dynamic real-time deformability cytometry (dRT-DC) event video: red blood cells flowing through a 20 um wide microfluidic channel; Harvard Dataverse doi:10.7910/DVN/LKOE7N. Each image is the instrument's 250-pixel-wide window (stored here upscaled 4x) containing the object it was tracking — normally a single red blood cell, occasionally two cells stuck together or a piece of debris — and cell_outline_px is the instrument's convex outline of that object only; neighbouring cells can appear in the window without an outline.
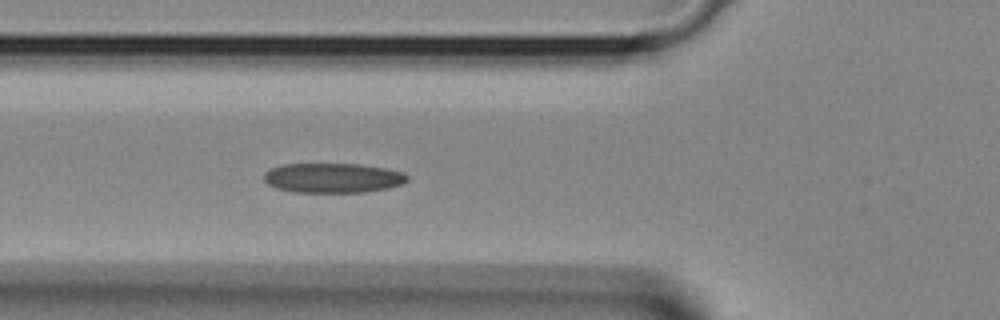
{"species": "Egyptian fruit bat (a non-hibernating species)", "species_latin": "Rousettus aegyptiacus", "temperature_condition": "room temperature", "stored_images_in_passage": 15, "camera_frame_rate_fps": 3000, "um_per_image_px": 0.085, "animal": {"sex": "female"}, "frame": {"image": 1, "passage_image": 3, "time_ms": 0.667, "image_size_px": [1000, 320], "cell_outline_px": [[408, 180], [404, 184], [388, 188], [364, 192], [292, 192], [276, 188], [268, 184], [264, 180], [264, 172], [272, 168], [284, 164], [360, 164], [384, 168], [404, 172], [408, 176]], "centroid_in_image_um": [28.31, 15.13], "position_along_channel_um": 97.5, "area_um2": 24.91}}
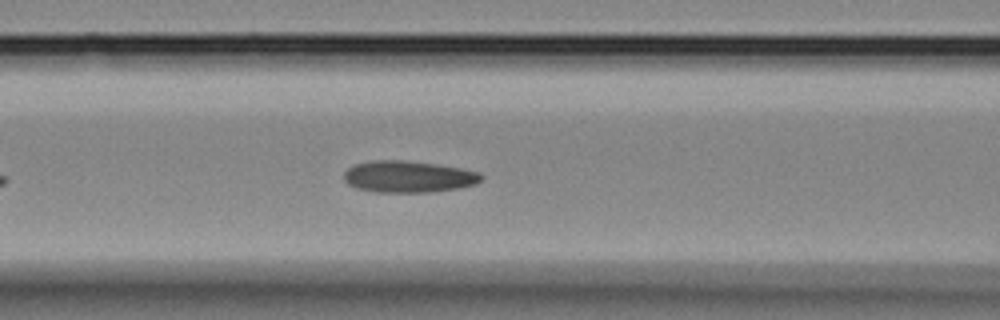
{"frame": {"image": 2, "passage_image": 5, "time_ms": 1.333, "image_size_px": [1000, 320], "cell_outline_px": [[484, 176], [476, 184], [460, 188], [428, 192], [376, 192], [356, 188], [348, 184], [344, 180], [344, 172], [352, 164], [372, 160], [404, 160], [436, 164], [460, 168], [480, 172]], "centroid_in_image_um": [34.69, 15.01], "position_along_channel_um": 131.9, "area_um2": 25.49}}
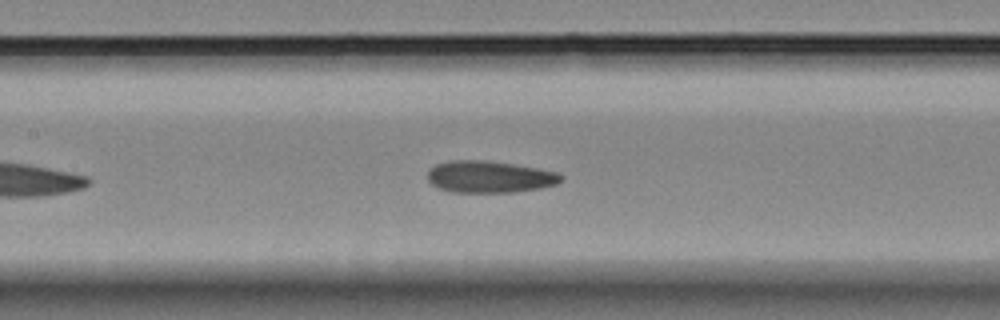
{"frame": {"image": 3, "passage_image": 7, "time_ms": 2.0, "image_size_px": [1000, 320], "cell_outline_px": [[564, 176], [556, 184], [540, 188], [512, 192], [452, 192], [440, 188], [432, 184], [428, 180], [428, 168], [436, 164], [448, 160], [484, 160], [512, 164], [536, 168], [556, 172]], "centroid_in_image_um": [41.56, 15.02], "position_along_channel_um": 165.8, "area_um2": 24.62}}